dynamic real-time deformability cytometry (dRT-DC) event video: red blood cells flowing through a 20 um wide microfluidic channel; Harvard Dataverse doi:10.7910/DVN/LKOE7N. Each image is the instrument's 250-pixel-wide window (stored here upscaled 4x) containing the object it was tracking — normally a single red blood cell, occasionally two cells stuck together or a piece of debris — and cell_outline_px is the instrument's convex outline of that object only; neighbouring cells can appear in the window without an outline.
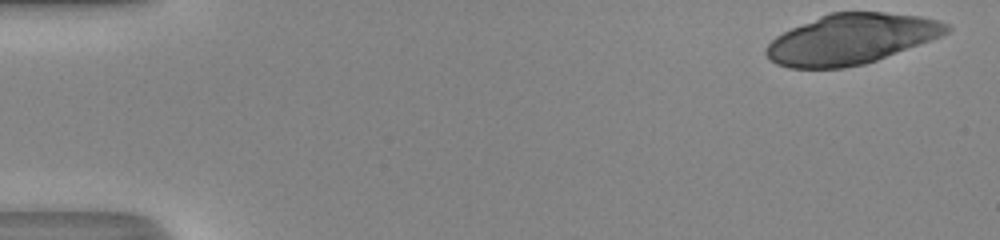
{"species": "human", "species_latin": "Homo sapiens", "temperature_condition": "room temperature", "stored_images_in_passage": 19, "camera_frame_rate_fps": 3000, "um_per_image_px": 0.085, "donor": {"sex": "male"}, "frame": {"image": 1, "passage_image": 1, "time_ms": 0.0, "image_size_px": [1000, 240], "cell_outline_px": [[952, 28], [948, 32], [940, 36], [876, 60], [864, 64], [844, 68], [788, 68], [776, 64], [764, 52], [764, 48], [776, 36], [792, 28], [820, 16], [832, 12], [884, 12], [920, 16], [936, 20], [948, 24]], "centroid_in_image_um": [72.32, 3.32], "position_along_channel_um": 12.7, "area_um2": 52.31}}